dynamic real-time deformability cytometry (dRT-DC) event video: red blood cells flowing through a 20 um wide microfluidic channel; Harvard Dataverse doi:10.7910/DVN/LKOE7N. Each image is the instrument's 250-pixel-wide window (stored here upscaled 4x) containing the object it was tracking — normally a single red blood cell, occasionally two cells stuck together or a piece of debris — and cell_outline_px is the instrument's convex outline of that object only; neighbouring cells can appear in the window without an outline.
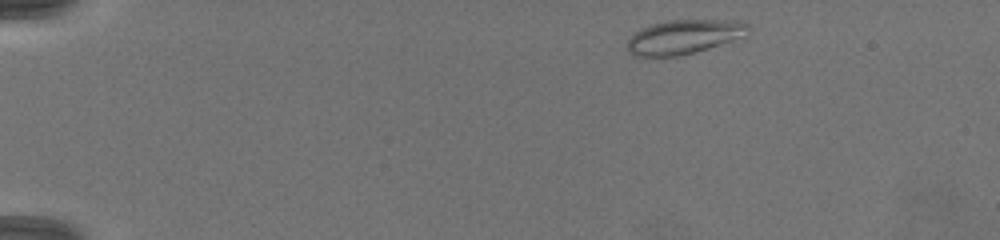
{"species": "common noctule bat (a hibernating species)", "species_latin": "Nyctalus noctula", "temperature_condition": "warm", "stored_images_in_passage": 36, "camera_frame_rate_fps": 3000, "um_per_image_px": 0.085, "animal": {"sex": "female", "body_mass_g": 19.5, "forearm_length_mm": 54.1}, "frame": {"image": 1, "passage_image": 3, "time_ms": 0.667, "image_size_px": [1000, 240], "cell_outline_px": [[748, 28], [744, 36], [696, 52], [676, 56], [636, 56], [628, 52], [628, 40], [640, 28], [652, 24], [668, 20], [732, 20], [748, 24]], "centroid_in_image_um": [58.1, 3.13], "position_along_channel_um": 26.9, "area_um2": 23.76}}
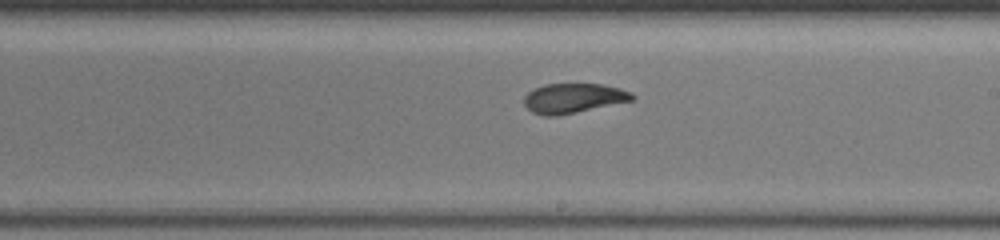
{"frame": {"image": 2, "passage_image": 23, "time_ms": 8.333, "image_size_px": [1000, 240], "cell_outline_px": [[636, 100], [556, 116], [544, 116], [532, 112], [524, 104], [524, 96], [532, 88], [544, 84], [604, 84], [620, 88], [632, 92], [636, 96]], "centroid_in_image_um": [48.76, 8.34], "position_along_channel_um": 240.2, "area_um2": 18.96}}
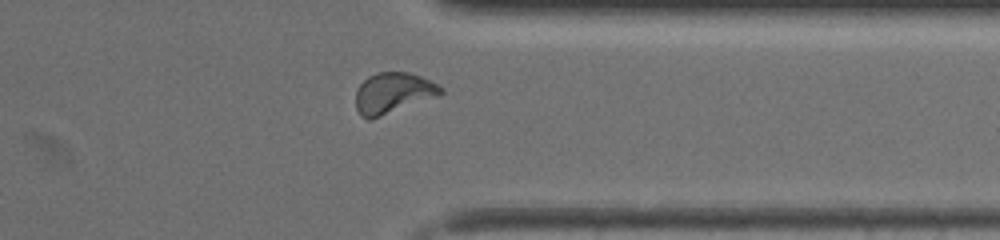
{"frame": {"image": 3, "passage_image": 33, "time_ms": 11.667, "image_size_px": [1000, 240], "cell_outline_px": [[444, 92], [440, 96], [368, 120], [360, 116], [356, 108], [356, 88], [368, 76], [376, 72], [408, 72], [420, 76], [444, 88]], "centroid_in_image_um": [33.4, 7.9], "position_along_channel_um": 378.0, "area_um2": 20.29}}